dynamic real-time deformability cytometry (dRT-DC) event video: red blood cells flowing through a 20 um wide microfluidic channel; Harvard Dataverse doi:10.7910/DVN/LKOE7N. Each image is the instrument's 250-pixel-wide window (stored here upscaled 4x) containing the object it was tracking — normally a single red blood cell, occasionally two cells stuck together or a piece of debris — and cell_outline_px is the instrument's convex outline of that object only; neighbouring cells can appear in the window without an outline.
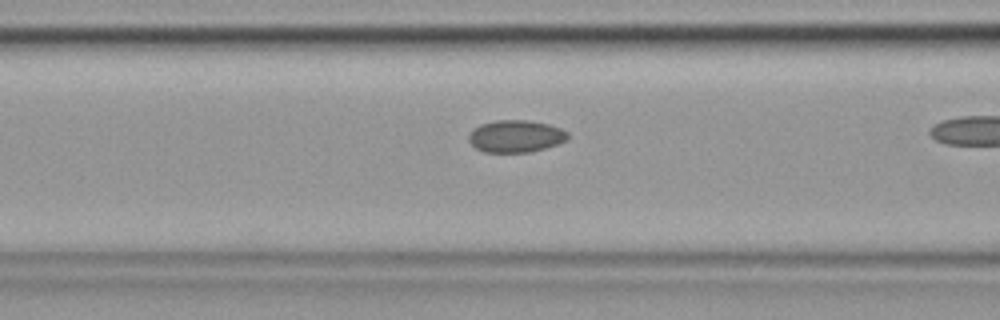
{"species": "common noctule bat (a hibernating species)", "species_latin": "Nyctalus noctula", "temperature_condition": "cold", "stored_images_in_passage": 27, "camera_frame_rate_fps": 3000, "um_per_image_px": 0.085, "animal": {"sex": "female", "body_mass_g": 19.9}, "frame": {"image": 1, "passage_image": 5, "time_ms": 1.333, "image_size_px": [1000, 320], "cell_outline_px": [[568, 140], [532, 152], [484, 152], [476, 148], [468, 140], [468, 136], [472, 128], [480, 124], [496, 120], [528, 120], [548, 124], [560, 128], [568, 132]], "centroid_in_image_um": [43.82, 11.57], "position_along_channel_um": 122.8, "area_um2": 18.67}}